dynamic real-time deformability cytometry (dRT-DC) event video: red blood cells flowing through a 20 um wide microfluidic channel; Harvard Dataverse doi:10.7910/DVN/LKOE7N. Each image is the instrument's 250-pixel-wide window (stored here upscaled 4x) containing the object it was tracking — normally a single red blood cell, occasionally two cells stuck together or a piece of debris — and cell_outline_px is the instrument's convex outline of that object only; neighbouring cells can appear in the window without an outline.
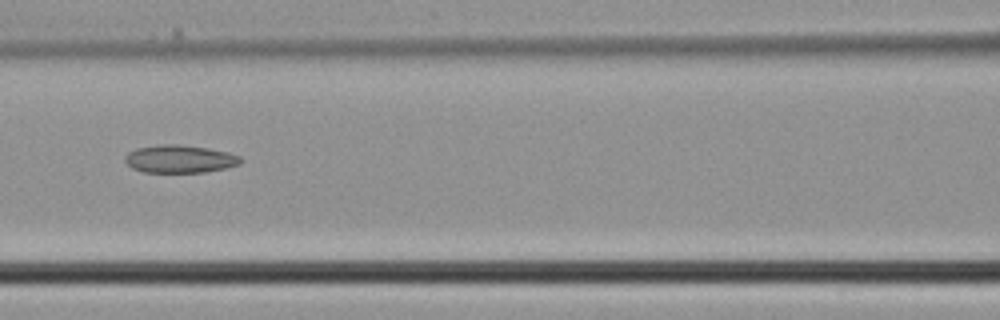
{"species": "common noctule bat (a hibernating species)", "species_latin": "Nyctalus noctula", "temperature_condition": "cold", "stored_images_in_passage": 3, "camera_frame_rate_fps": 3000, "um_per_image_px": 0.085, "animal": {"sex": "male", "body_mass_g": 21.5, "forearm_length_mm": 52.0}, "frame": {"image": 1, "passage_image": 3, "time_ms": 0.667, "image_size_px": [1000, 320], "cell_outline_px": [[244, 160], [240, 164], [224, 168], [204, 172], [144, 172], [132, 168], [124, 160], [124, 156], [128, 152], [136, 148], [160, 144], [176, 144], [208, 148], [228, 152], [240, 156]], "centroid_in_image_um": [15.27, 13.5], "position_along_channel_um": 151.3, "area_um2": 18.79}}